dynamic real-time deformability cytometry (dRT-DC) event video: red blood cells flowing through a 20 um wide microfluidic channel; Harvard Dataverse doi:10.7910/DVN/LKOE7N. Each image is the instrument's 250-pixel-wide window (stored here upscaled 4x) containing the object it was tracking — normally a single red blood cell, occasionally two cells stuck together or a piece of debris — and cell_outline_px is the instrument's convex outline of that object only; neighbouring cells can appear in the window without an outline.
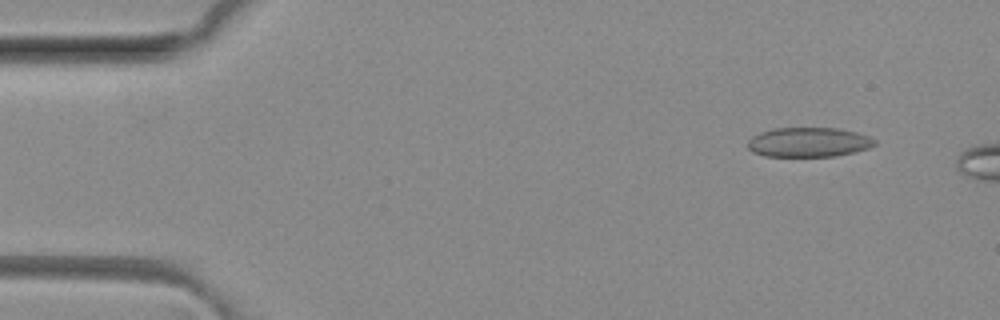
{"species": "common noctule bat (a hibernating species)", "species_latin": "Nyctalus noctula", "temperature_condition": "room temperature", "stored_images_in_passage": 4, "camera_frame_rate_fps": 3000, "um_per_image_px": 0.085, "animal": {"sex": "female", "body_mass_g": 29.2, "forearm_length_mm": 56.3}, "frame": {"image": 1, "passage_image": 2, "time_ms": 0.333, "image_size_px": [1000, 320], "cell_outline_px": [[876, 144], [868, 148], [836, 156], [764, 156], [752, 152], [748, 148], [748, 140], [752, 136], [760, 132], [772, 128], [836, 128], [856, 132], [868, 136], [876, 140]], "centroid_in_image_um": [68.7, 12.08], "position_along_channel_um": 16.3, "area_um2": 21.85}}